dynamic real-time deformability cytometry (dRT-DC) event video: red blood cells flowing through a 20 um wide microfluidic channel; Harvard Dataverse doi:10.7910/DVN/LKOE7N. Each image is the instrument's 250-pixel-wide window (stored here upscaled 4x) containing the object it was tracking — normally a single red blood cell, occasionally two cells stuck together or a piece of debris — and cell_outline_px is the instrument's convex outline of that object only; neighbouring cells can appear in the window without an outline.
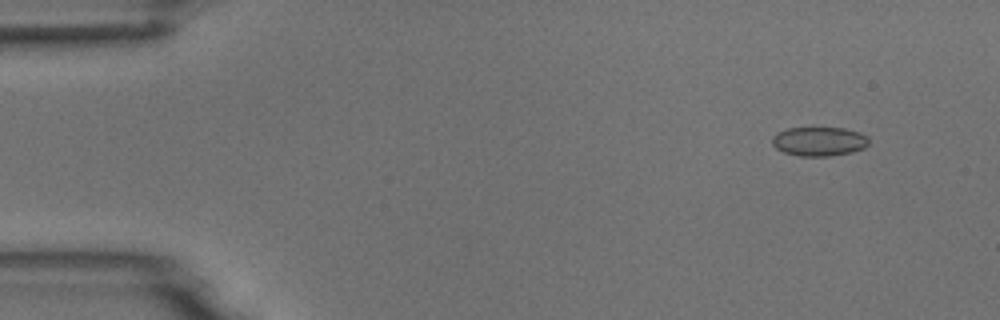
{"species": "common noctule bat (a hibernating species)", "species_latin": "Nyctalus noctula", "temperature_condition": "room temperature", "stored_images_in_passage": 4, "camera_frame_rate_fps": 3000, "um_per_image_px": 0.085, "animal": {"sex": "male", "body_mass_g": 18.8}, "frame": {"image": 1, "passage_image": 1, "time_ms": 0.0, "image_size_px": [1000, 320], "cell_outline_px": [[868, 144], [864, 148], [852, 152], [828, 156], [800, 156], [784, 152], [776, 148], [772, 144], [772, 136], [776, 132], [788, 128], [844, 128], [860, 132], [868, 136]], "centroid_in_image_um": [69.62, 12.01], "position_along_channel_um": 15.4, "area_um2": 16.47}}
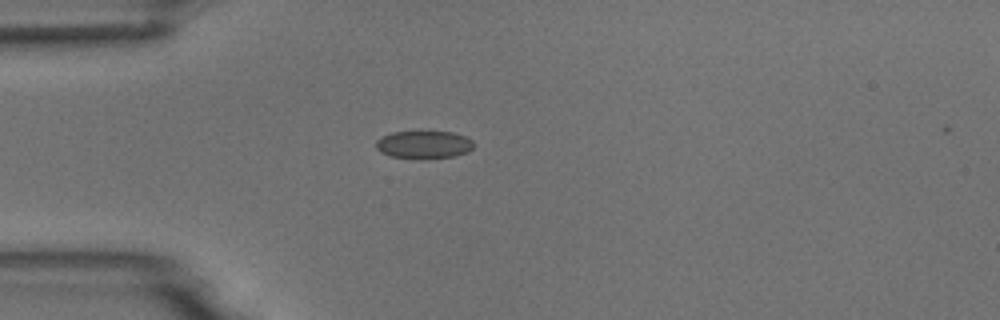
{"frame": {"image": 2, "passage_image": 3, "time_ms": 3.333, "image_size_px": [1000, 320], "cell_outline_px": [[476, 144], [468, 152], [456, 156], [424, 160], [412, 160], [392, 156], [380, 152], [376, 148], [376, 140], [392, 132], [452, 132], [464, 136], [472, 140]], "centroid_in_image_um": [36.05, 12.33], "position_along_channel_um": 49.0, "area_um2": 16.18}}